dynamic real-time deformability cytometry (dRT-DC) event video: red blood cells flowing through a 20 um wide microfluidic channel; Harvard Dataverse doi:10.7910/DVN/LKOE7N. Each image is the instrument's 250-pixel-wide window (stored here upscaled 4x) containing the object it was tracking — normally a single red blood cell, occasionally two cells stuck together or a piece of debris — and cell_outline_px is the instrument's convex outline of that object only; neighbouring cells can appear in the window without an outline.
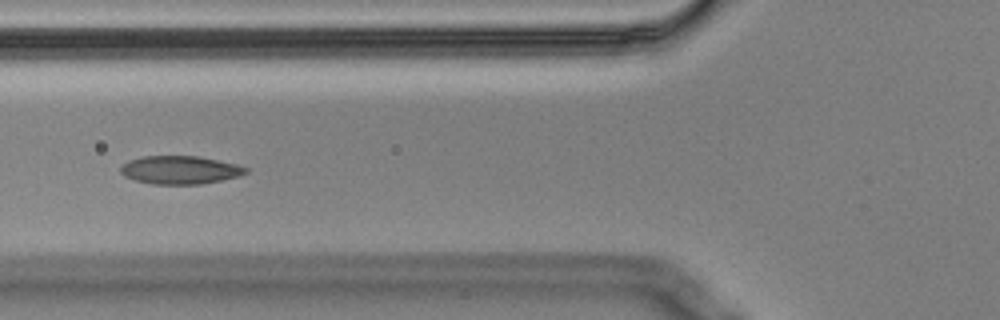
{"species": "Egyptian fruit bat (a non-hibernating species)", "species_latin": "Rousettus aegyptiacus", "temperature_condition": "cold", "stored_images_in_passage": 9, "camera_frame_rate_fps": 3000, "um_per_image_px": 0.085, "animal": {"sex": "male"}, "frame": {"image": 1, "passage_image": 4, "time_ms": 1.0, "image_size_px": [1000, 320], "cell_outline_px": [[248, 172], [240, 176], [200, 184], [152, 184], [136, 180], [124, 176], [120, 172], [120, 168], [128, 160], [144, 156], [200, 156], [236, 164], [248, 168]], "centroid_in_image_um": [15.31, 14.44], "position_along_channel_um": 110.5, "area_um2": 20.52}}
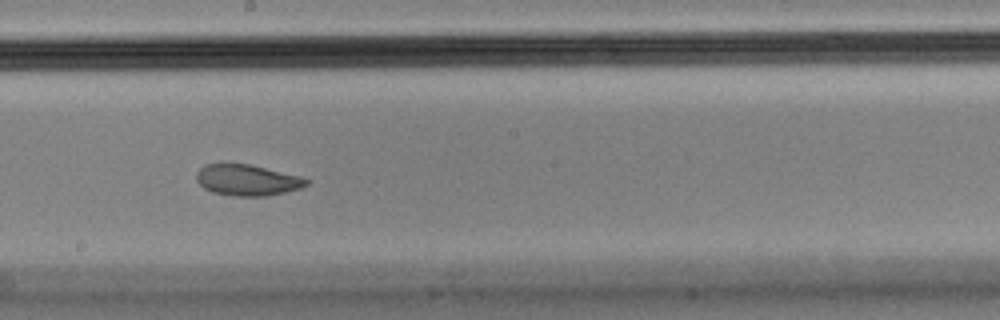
{"frame": {"image": 2, "passage_image": 7, "time_ms": 2.0, "image_size_px": [1000, 320], "cell_outline_px": [[308, 184], [300, 188], [268, 196], [232, 196], [212, 192], [204, 188], [196, 180], [196, 172], [204, 164], [220, 160], [248, 164], [300, 176], [308, 180]], "centroid_in_image_um": [20.92, 15.27], "position_along_channel_um": 227.3, "area_um2": 20.4}}
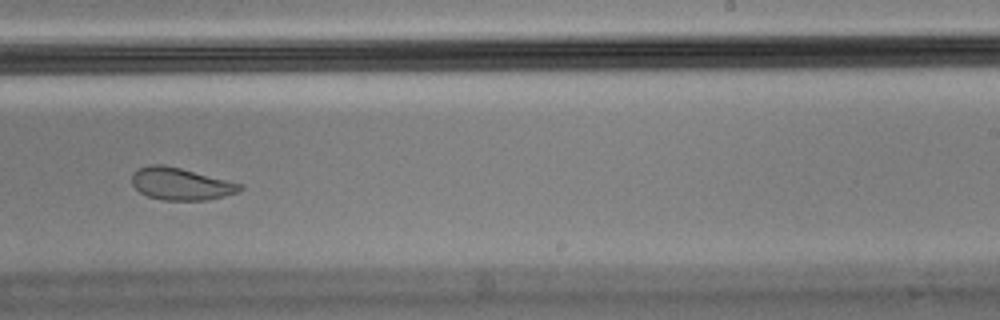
{"frame": {"image": 3, "passage_image": 8, "time_ms": 2.333, "image_size_px": [1000, 320], "cell_outline_px": [[244, 188], [236, 192], [208, 200], [160, 200], [148, 196], [140, 192], [132, 184], [132, 176], [140, 168], [152, 164], [164, 164], [244, 184]], "centroid_in_image_um": [15.38, 15.63], "position_along_channel_um": 273.6, "area_um2": 20.11}}